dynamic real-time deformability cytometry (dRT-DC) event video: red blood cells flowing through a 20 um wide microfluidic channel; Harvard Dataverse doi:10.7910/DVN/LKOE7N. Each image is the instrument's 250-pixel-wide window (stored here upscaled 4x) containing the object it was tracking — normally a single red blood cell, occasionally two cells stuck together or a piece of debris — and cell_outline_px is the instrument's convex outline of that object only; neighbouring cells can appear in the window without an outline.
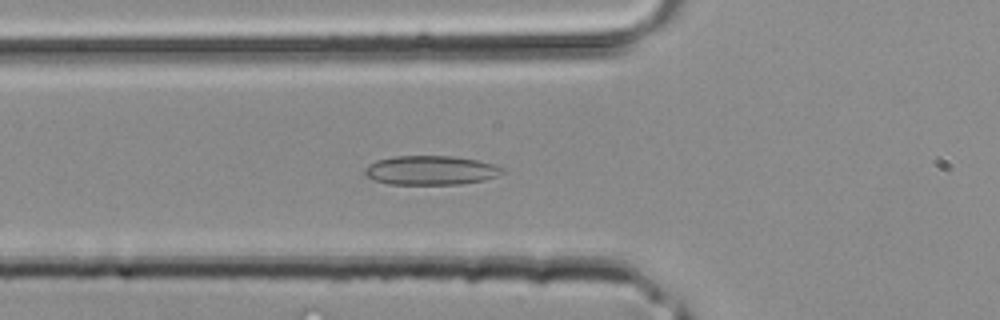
{"species": "common noctule bat (a hibernating species)", "species_latin": "Nyctalus noctula", "temperature_condition": "room temperature", "stored_images_in_passage": 35, "camera_frame_rate_fps": 3000, "um_per_image_px": 0.085, "animal": {"sex": "male", "body_mass_g": 20.4}, "frame": {"image": 1, "passage_image": 10, "time_ms": 3.0, "image_size_px": [1000, 320], "cell_outline_px": [[504, 172], [496, 176], [484, 180], [460, 184], [388, 184], [372, 180], [364, 176], [364, 168], [368, 164], [376, 160], [392, 156], [452, 156], [476, 160], [496, 164], [504, 168]], "centroid_in_image_um": [36.57, 14.47], "position_along_channel_um": 89.2, "area_um2": 23.64}}
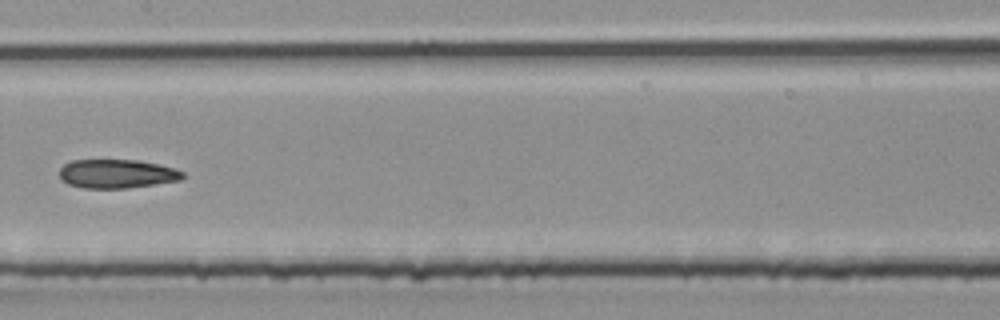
{"frame": {"image": 2, "passage_image": 16, "time_ms": 5.0, "image_size_px": [1000, 320], "cell_outline_px": [[184, 176], [180, 180], [124, 188], [84, 188], [68, 184], [60, 180], [60, 168], [64, 164], [72, 160], [136, 160], [156, 164], [172, 168], [184, 172]], "centroid_in_image_um": [9.87, 14.77], "position_along_channel_um": 197.5, "area_um2": 20.46}}
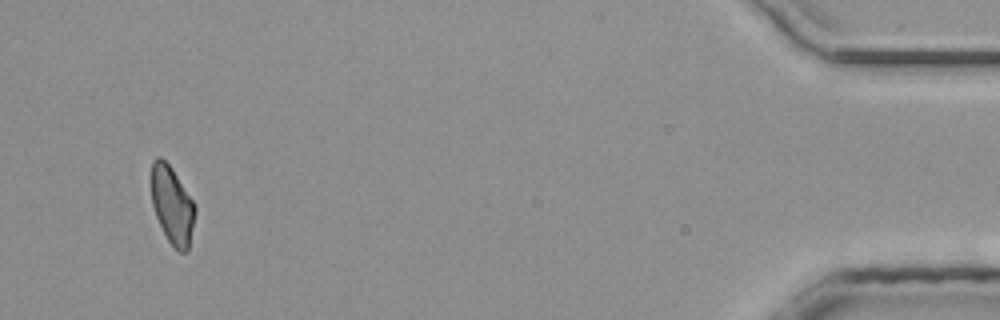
{"frame": {"image": 3, "passage_image": 33, "time_ms": 10.667, "image_size_px": [1000, 320], "cell_outline_px": [[196, 212], [188, 252], [180, 252], [168, 240], [156, 216], [152, 204], [152, 160], [156, 156], [160, 156], [172, 168], [196, 204]], "centroid_in_image_um": [14.66, 17.42], "position_along_channel_um": 420.5, "area_um2": 19.77}}